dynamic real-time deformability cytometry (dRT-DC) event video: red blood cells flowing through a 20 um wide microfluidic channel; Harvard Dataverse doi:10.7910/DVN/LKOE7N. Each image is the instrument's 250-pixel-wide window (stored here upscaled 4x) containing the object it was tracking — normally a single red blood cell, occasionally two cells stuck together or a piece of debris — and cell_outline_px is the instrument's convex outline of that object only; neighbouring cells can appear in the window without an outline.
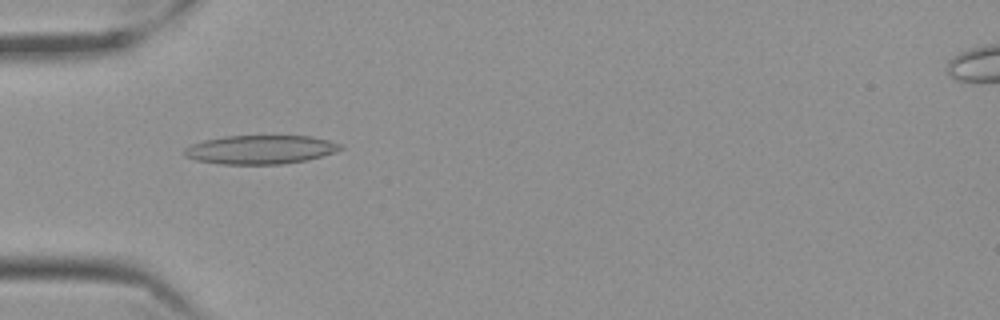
{"species": "Egyptian fruit bat (a non-hibernating species)", "species_latin": "Rousettus aegyptiacus", "temperature_condition": "cold", "stored_images_in_passage": 50, "camera_frame_rate_fps": 3000, "um_per_image_px": 0.085, "frame": {"image": 1, "passage_image": 11, "time_ms": 3.333, "image_size_px": [1000, 320], "cell_outline_px": [[344, 148], [308, 160], [284, 164], [220, 164], [196, 160], [184, 156], [184, 148], [192, 144], [204, 140], [224, 136], [312, 136], [328, 140], [340, 144]], "centroid_in_image_um": [22.11, 12.72], "position_along_channel_um": 62.9, "area_um2": 26.13}}
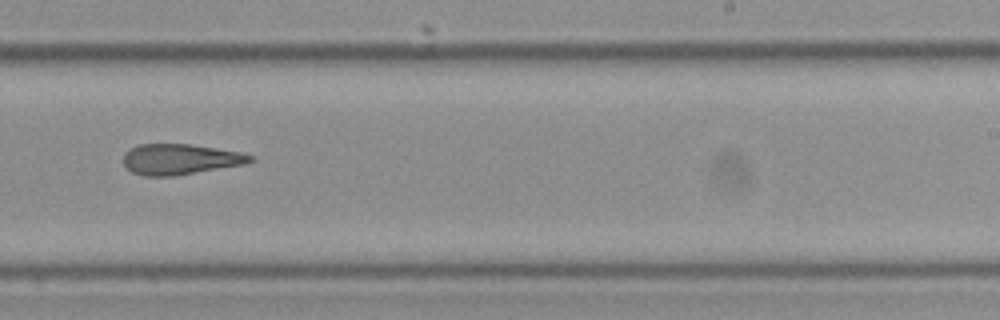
{"frame": {"image": 2, "passage_image": 29, "time_ms": 9.333, "image_size_px": [1000, 320], "cell_outline_px": [[252, 160], [244, 164], [176, 176], [144, 176], [132, 172], [124, 168], [124, 152], [140, 144], [188, 144], [236, 152], [252, 156]], "centroid_in_image_um": [15.22, 13.55], "position_along_channel_um": 273.8, "area_um2": 22.31}}
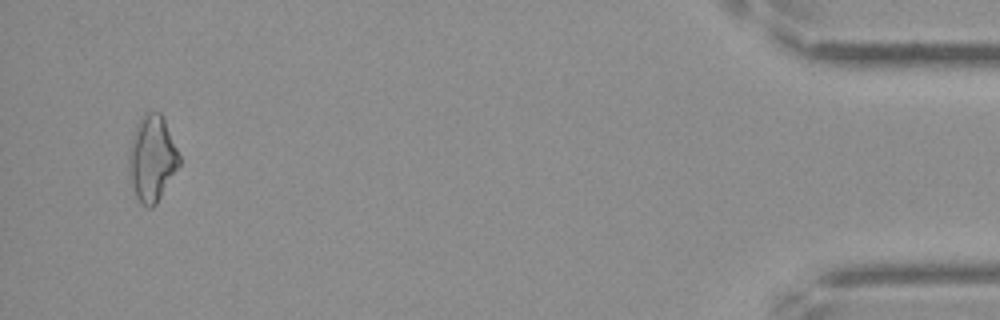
{"frame": {"image": 3, "passage_image": 48, "time_ms": 15.667, "image_size_px": [1000, 320], "cell_outline_px": [[180, 164], [156, 204], [152, 208], [148, 208], [140, 204], [132, 188], [128, 176], [128, 156], [136, 124], [144, 112], [160, 112], [164, 120], [180, 156]], "centroid_in_image_um": [12.89, 13.5], "position_along_channel_um": 422.3, "area_um2": 25.2}, "authors_computed_cell_mechanics": {"area_um2": 23.4668, "velocity_mm_per_s": 3.5432, "shape_relaxation_time_tau1_ms": null, "shape_relaxation_time_tau2_ms": 8.5643, "deformation_change_tau1": null, "deformation_change_tau2": 0.2168}}